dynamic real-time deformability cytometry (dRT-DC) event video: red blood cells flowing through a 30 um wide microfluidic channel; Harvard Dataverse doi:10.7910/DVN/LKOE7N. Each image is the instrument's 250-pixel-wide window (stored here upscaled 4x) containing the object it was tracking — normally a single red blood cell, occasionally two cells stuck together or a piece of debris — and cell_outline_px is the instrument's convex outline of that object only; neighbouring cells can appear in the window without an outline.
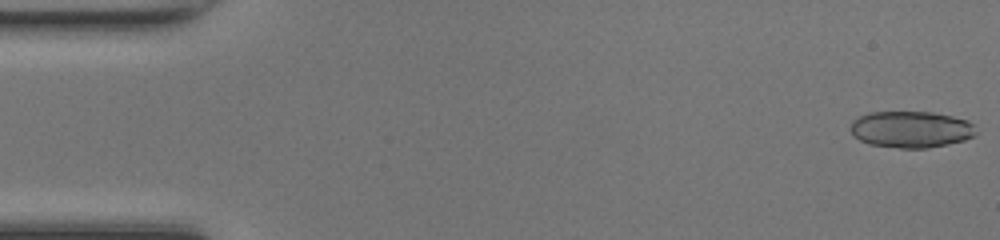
{"species": "common noctule bat (a hibernating species)", "species_latin": "Nyctalus noctula", "temperature_condition": "room temperature", "stored_images_in_passage": 48, "segment_of_instrument_passage": [1, 2], "camera_frame_rate_fps": 3000, "um_per_image_px": 0.085, "animal": {"sex": "female", "body_mass_g": 17.0, "forearm_length_mm": 48.0}, "frame": {"image": 1, "passage_image": 1, "time_ms": 0.0, "image_size_px": [1000, 240], "cell_outline_px": [[976, 136], [964, 140], [948, 144], [928, 148], [900, 148], [868, 144], [852, 136], [852, 120], [868, 112], [932, 112], [952, 116], [968, 120], [972, 124], [976, 132]], "centroid_in_image_um": [77.44, 11.0], "position_along_channel_um": 7.6, "area_um2": 26.82}}
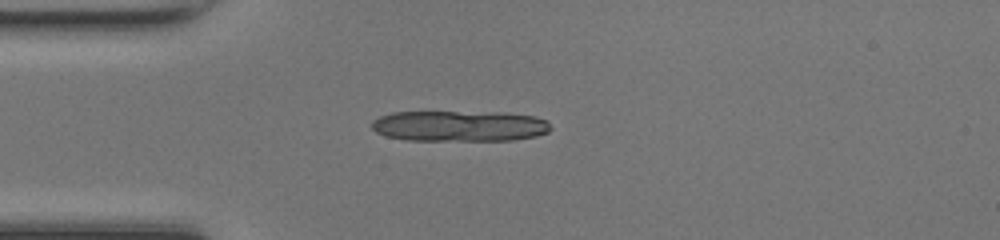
{"frame": {"image": 2, "passage_image": 13, "time_ms": 4.0, "image_size_px": [1000, 240], "cell_outline_px": [[552, 128], [548, 132], [536, 136], [512, 140], [404, 140], [384, 136], [376, 132], [372, 128], [372, 120], [380, 116], [392, 112], [500, 112], [536, 116], [548, 120]], "centroid_in_image_um": [39.07, 10.71], "position_along_channel_um": 45.9, "area_um2": 32.43}}